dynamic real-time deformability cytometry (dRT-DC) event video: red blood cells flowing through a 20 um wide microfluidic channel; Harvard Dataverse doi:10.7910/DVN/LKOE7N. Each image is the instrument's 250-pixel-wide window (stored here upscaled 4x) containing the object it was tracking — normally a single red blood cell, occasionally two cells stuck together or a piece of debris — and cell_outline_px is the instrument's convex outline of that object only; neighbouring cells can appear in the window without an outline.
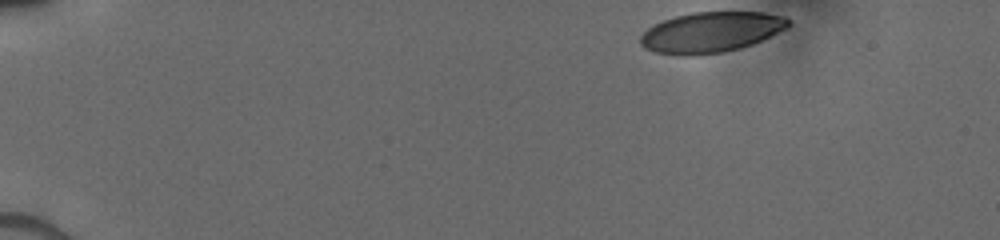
{"species": "human", "species_latin": "Homo sapiens", "temperature_condition": "cold", "stored_images_in_passage": 10, "camera_frame_rate_fps": 3000, "um_per_image_px": 0.085, "donor": {"sex": "male"}, "frame": {"image": 1, "passage_image": 1, "time_ms": 0.0, "image_size_px": [1000, 240], "cell_outline_px": [[792, 24], [788, 28], [752, 44], [740, 48], [724, 52], [688, 56], [656, 52], [644, 48], [640, 44], [640, 36], [652, 24], [676, 16], [692, 12], [764, 12], [784, 16], [792, 20]], "centroid_in_image_um": [60.46, 2.73], "position_along_channel_um": 24.5, "area_um2": 35.08}}
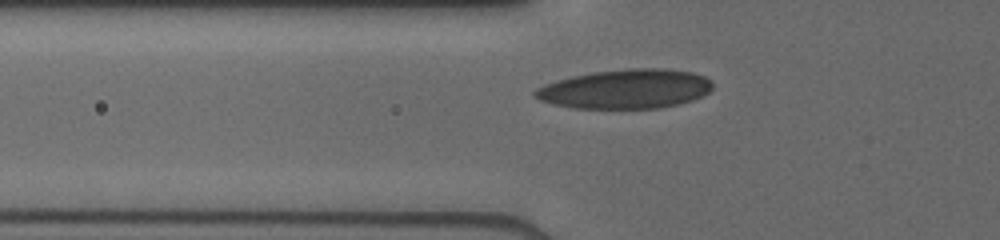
{"frame": {"image": 2, "passage_image": 9, "time_ms": 4.0, "image_size_px": [1000, 240], "cell_outline_px": [[712, 88], [708, 92], [692, 100], [680, 104], [660, 108], [572, 108], [552, 104], [540, 100], [532, 96], [532, 92], [536, 88], [544, 84], [556, 80], [572, 76], [592, 72], [628, 68], [668, 68], [692, 72], [704, 76], [712, 80]], "centroid_in_image_um": [53.15, 7.56], "position_along_channel_um": 72.7, "area_um2": 41.04}}